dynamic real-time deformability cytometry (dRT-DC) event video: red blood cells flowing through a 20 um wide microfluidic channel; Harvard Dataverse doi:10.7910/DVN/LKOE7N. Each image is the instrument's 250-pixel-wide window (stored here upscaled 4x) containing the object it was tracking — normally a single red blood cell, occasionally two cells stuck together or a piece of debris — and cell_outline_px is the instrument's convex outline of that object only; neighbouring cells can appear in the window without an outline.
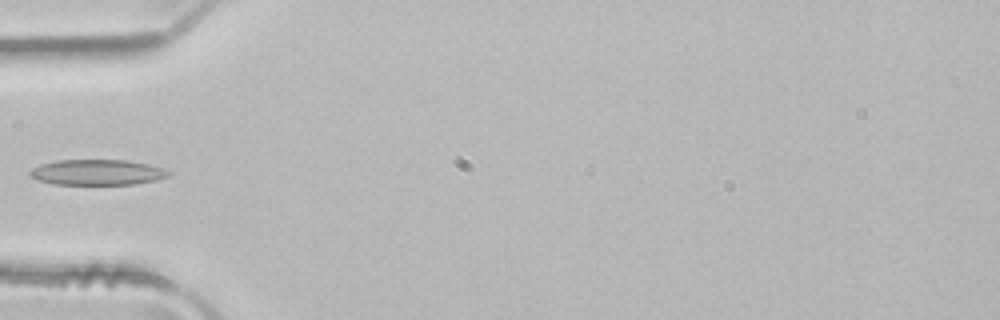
{"species": "common noctule bat (a hibernating species)", "species_latin": "Nyctalus noctula", "temperature_condition": "room temperature", "stored_images_in_passage": 3, "camera_frame_rate_fps": 3000, "um_per_image_px": 0.085, "animal": {"sex": "male", "body_mass_g": 21.5, "forearm_length_mm": 52.0}, "frame": {"image": 1, "passage_image": 2, "time_ms": 0.333, "image_size_px": [1000, 320], "cell_outline_px": [[172, 172], [168, 176], [156, 180], [132, 184], [56, 184], [36, 180], [28, 172], [32, 168], [40, 164], [56, 160], [128, 160], [148, 164], [164, 168]], "centroid_in_image_um": [8.27, 14.64], "position_along_channel_um": 76.7, "area_um2": 20.63}}
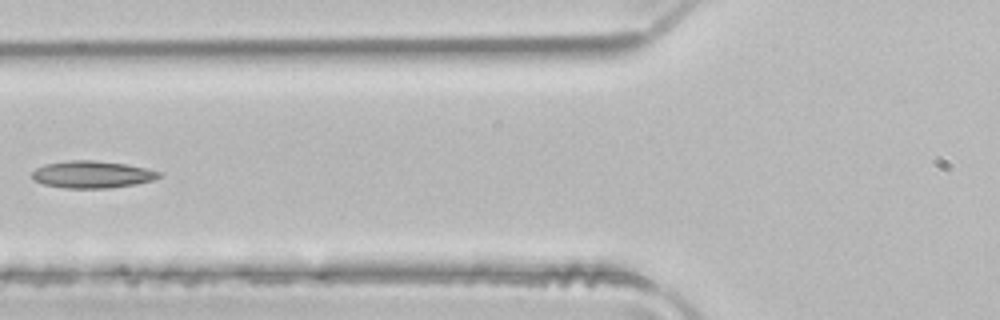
{"frame": {"image": 2, "passage_image": 3, "time_ms": 0.667, "image_size_px": [1000, 320], "cell_outline_px": [[164, 176], [152, 180], [136, 184], [108, 188], [64, 188], [44, 184], [32, 180], [32, 172], [36, 168], [44, 164], [68, 160], [92, 160], [124, 164], [148, 168], [160, 172]], "centroid_in_image_um": [7.83, 14.83], "position_along_channel_um": 118.0, "area_um2": 20.17}}